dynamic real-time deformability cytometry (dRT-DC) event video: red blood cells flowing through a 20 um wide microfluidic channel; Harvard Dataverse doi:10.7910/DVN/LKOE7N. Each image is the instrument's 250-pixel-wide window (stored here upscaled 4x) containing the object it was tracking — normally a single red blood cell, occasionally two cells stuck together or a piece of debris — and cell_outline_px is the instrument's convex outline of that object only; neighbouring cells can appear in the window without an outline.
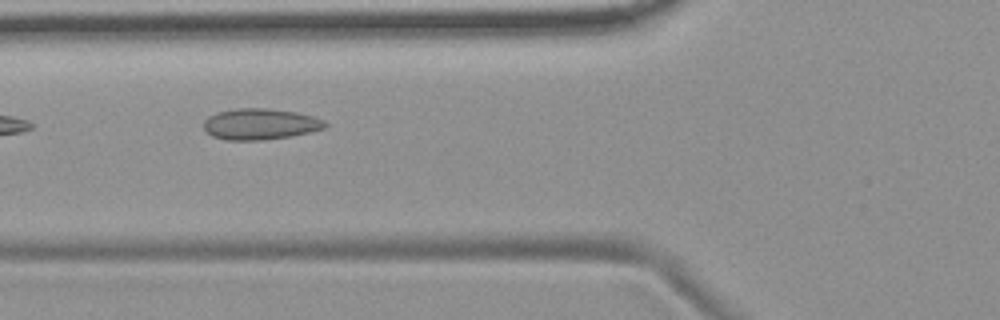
{"species": "common noctule bat (a hibernating species)", "species_latin": "Nyctalus noctula", "temperature_condition": "room temperature", "stored_images_in_passage": 9, "camera_frame_rate_fps": 3000, "um_per_image_px": 0.085, "animal": {"sex": "female", "body_mass_g": 19.9}, "frame": {"image": 1, "passage_image": 6, "time_ms": 5.667, "image_size_px": [1000, 320], "cell_outline_px": [[328, 124], [324, 128], [312, 132], [292, 136], [260, 140], [224, 140], [212, 136], [204, 128], [204, 120], [208, 116], [216, 112], [236, 108], [268, 108], [296, 112], [312, 116], [324, 120]], "centroid_in_image_um": [22.11, 10.54], "position_along_channel_um": 103.7, "area_um2": 22.14}}
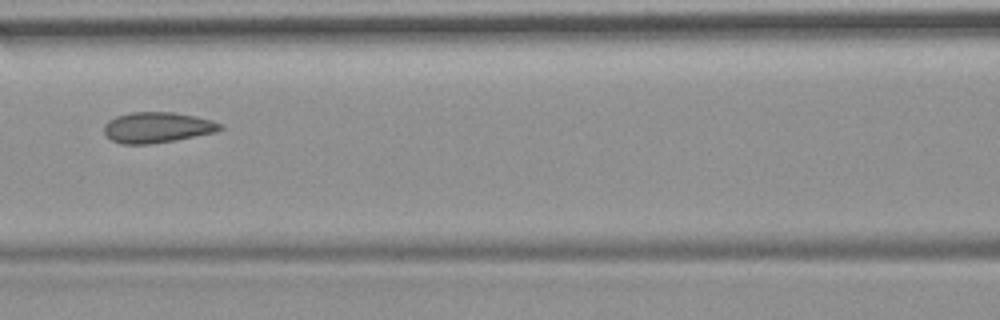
{"frame": {"image": 2, "passage_image": 7, "time_ms": 7.0, "image_size_px": [1000, 320], "cell_outline_px": [[224, 128], [216, 132], [172, 140], [148, 144], [124, 144], [112, 140], [104, 132], [104, 124], [108, 120], [116, 116], [132, 112], [176, 112], [212, 120], [224, 124]], "centroid_in_image_um": [13.38, 10.82], "position_along_channel_um": 153.2, "area_um2": 20.63}}
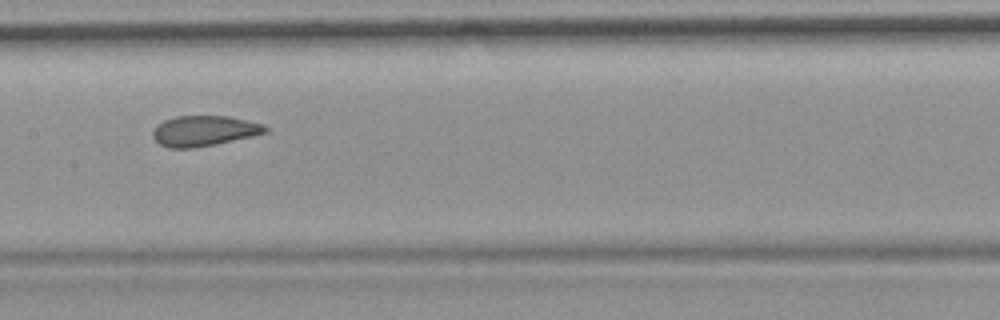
{"frame": {"image": 3, "passage_image": 8, "time_ms": 8.0, "image_size_px": [1000, 320], "cell_outline_px": [[268, 132], [252, 136], [216, 144], [192, 148], [168, 148], [160, 144], [152, 136], [152, 132], [164, 120], [176, 116], [228, 116], [264, 124], [268, 128]], "centroid_in_image_um": [17.37, 11.12], "position_along_channel_um": 190.0, "area_um2": 19.83}}